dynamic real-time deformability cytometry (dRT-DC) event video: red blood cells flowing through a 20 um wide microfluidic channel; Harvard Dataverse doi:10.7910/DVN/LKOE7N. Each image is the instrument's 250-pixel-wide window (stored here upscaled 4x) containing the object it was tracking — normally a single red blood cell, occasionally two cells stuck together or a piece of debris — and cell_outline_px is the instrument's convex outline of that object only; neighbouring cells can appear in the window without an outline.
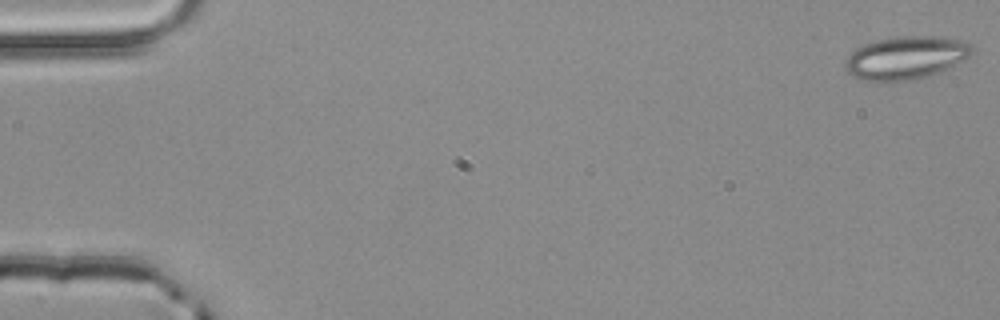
{"species": "common noctule bat (a hibernating species)", "species_latin": "Nyctalus noctula", "temperature_condition": "room temperature", "stored_images_in_passage": 4, "camera_frame_rate_fps": 3000, "um_per_image_px": 0.085, "animal": {"sex": "male", "body_mass_g": 20.4}, "frame": {"image": 1, "passage_image": 1, "time_ms": 0.0, "image_size_px": [1000, 320], "cell_outline_px": [[972, 52], [964, 60], [940, 72], [916, 80], [892, 84], [880, 84], [860, 80], [852, 76], [844, 68], [844, 60], [856, 48], [864, 44], [896, 36], [936, 36], [964, 40], [972, 48]], "centroid_in_image_um": [76.94, 4.97], "position_along_channel_um": 8.1, "area_um2": 32.66}}